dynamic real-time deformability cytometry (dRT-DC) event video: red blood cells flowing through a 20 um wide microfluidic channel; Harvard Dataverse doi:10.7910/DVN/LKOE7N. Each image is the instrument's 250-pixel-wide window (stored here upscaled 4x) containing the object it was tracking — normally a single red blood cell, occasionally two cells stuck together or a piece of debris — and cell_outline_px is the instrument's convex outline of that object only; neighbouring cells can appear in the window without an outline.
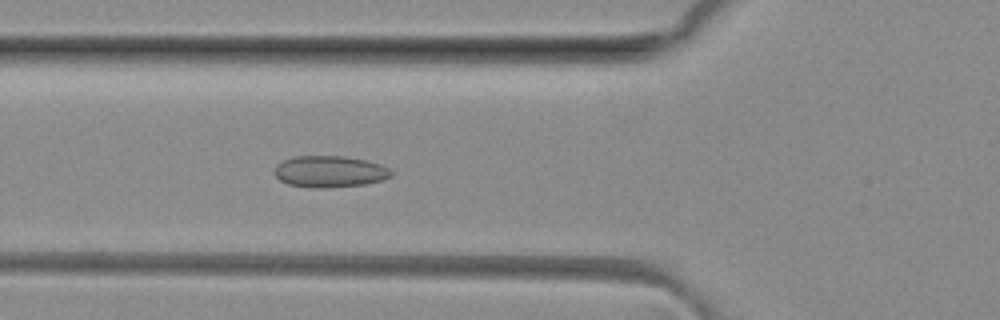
{"species": "common noctule bat (a hibernating species)", "species_latin": "Nyctalus noctula", "temperature_condition": "room temperature", "stored_images_in_passage": 50, "camera_frame_rate_fps": 3000, "um_per_image_px": 0.085, "animal": {"sex": "female", "body_mass_g": 29.2, "forearm_length_mm": 56.3}, "frame": {"image": 1, "passage_image": 18, "time_ms": 5.667, "image_size_px": [1000, 320], "cell_outline_px": [[392, 176], [384, 180], [364, 184], [324, 188], [312, 188], [288, 184], [280, 180], [272, 172], [276, 164], [292, 156], [344, 156], [364, 160], [380, 164], [388, 168], [392, 172]], "centroid_in_image_um": [27.99, 14.58], "position_along_channel_um": 97.8, "area_um2": 21.56}}
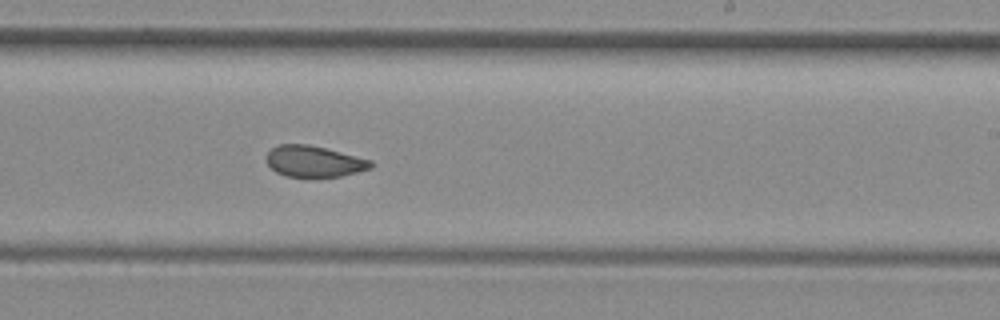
{"frame": {"image": 2, "passage_image": 30, "time_ms": 9.667, "image_size_px": [1000, 320], "cell_outline_px": [[372, 168], [340, 176], [284, 176], [276, 172], [268, 164], [268, 152], [276, 144], [308, 144], [372, 160]], "centroid_in_image_um": [26.68, 13.71], "position_along_channel_um": 262.3, "area_um2": 18.61}}
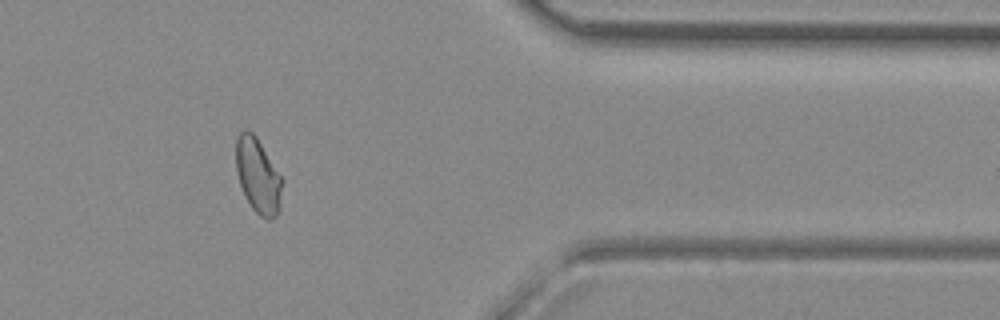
{"frame": {"image": 3, "passage_image": 41, "time_ms": 13.333, "image_size_px": [1000, 320], "cell_outline_px": [[284, 180], [276, 216], [272, 220], [268, 220], [260, 216], [252, 208], [244, 196], [236, 172], [236, 136], [244, 128], [252, 132], [256, 136]], "centroid_in_image_um": [21.91, 14.92], "position_along_channel_um": 389.5, "area_um2": 20.29}, "authors_computed_cell_mechanics": {"area_um2": 20.3167, "velocity_mm_per_s": 4.108, "shape_relaxation_time_tau1_ms": null, "shape_relaxation_time_tau2_ms": 1.5468, "deformation_change_tau1": null, "deformation_change_tau2": 0.0598}}